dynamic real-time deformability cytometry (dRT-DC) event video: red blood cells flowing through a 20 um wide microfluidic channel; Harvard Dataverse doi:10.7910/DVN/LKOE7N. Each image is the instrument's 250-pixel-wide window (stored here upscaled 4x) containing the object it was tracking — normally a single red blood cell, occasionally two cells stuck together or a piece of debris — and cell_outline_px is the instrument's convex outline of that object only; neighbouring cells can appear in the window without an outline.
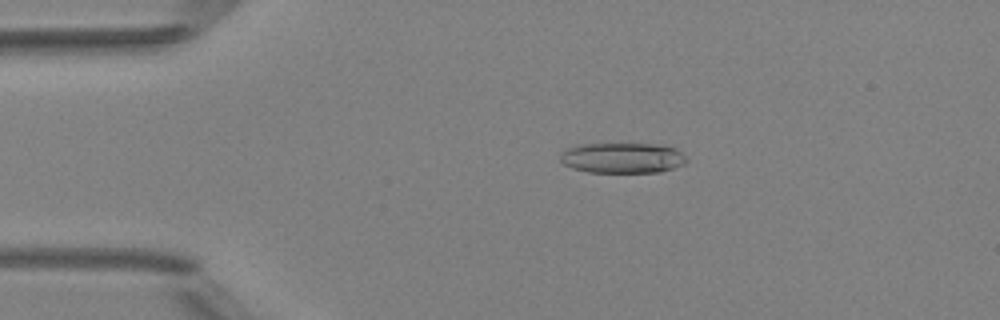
{"species": "Egyptian fruit bat (a non-hibernating species)", "species_latin": "Rousettus aegyptiacus", "temperature_condition": "room temperature", "stored_images_in_passage": 4, "camera_frame_rate_fps": 3000, "um_per_image_px": 0.085, "animal": {"sex": "female"}, "frame": {"image": 1, "passage_image": 3, "time_ms": 3.333, "image_size_px": [1000, 320], "cell_outline_px": [[688, 160], [684, 164], [660, 172], [588, 172], [572, 168], [564, 164], [560, 160], [560, 152], [568, 148], [580, 144], [652, 144], [672, 148], [680, 152]], "centroid_in_image_um": [52.86, 13.43], "position_along_channel_um": 32.1, "area_um2": 22.2}}